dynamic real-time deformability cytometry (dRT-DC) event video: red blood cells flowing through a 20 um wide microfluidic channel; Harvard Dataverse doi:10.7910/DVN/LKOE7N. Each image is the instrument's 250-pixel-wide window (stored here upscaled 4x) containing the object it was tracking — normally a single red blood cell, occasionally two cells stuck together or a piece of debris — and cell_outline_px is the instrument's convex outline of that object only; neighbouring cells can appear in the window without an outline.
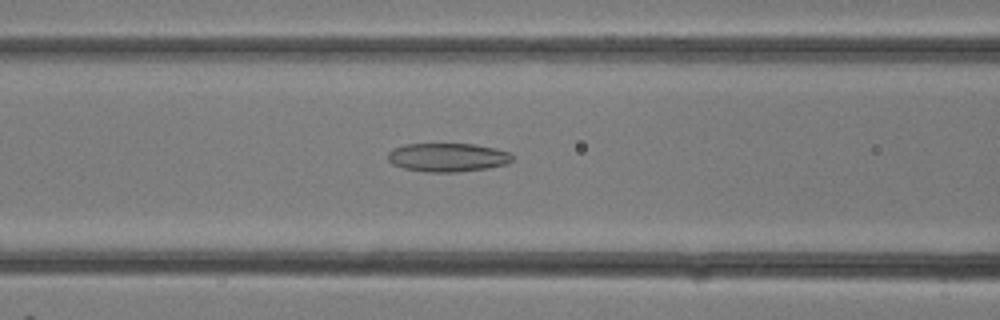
{"species": "common noctule bat (a hibernating species)", "species_latin": "Nyctalus noctula", "temperature_condition": "room temperature", "stored_images_in_passage": 31, "camera_frame_rate_fps": 3000, "um_per_image_px": 0.085, "animal": {"sex": "female"}, "frame": {"image": 1, "passage_image": 13, "time_ms": 4.0, "image_size_px": [1000, 320], "cell_outline_px": [[512, 160], [508, 164], [488, 168], [456, 172], [424, 172], [404, 168], [392, 164], [388, 160], [388, 152], [392, 148], [404, 144], [476, 144], [496, 148], [508, 152], [512, 156]], "centroid_in_image_um": [38.04, 13.37], "position_along_channel_um": 128.6, "area_um2": 20.92}}
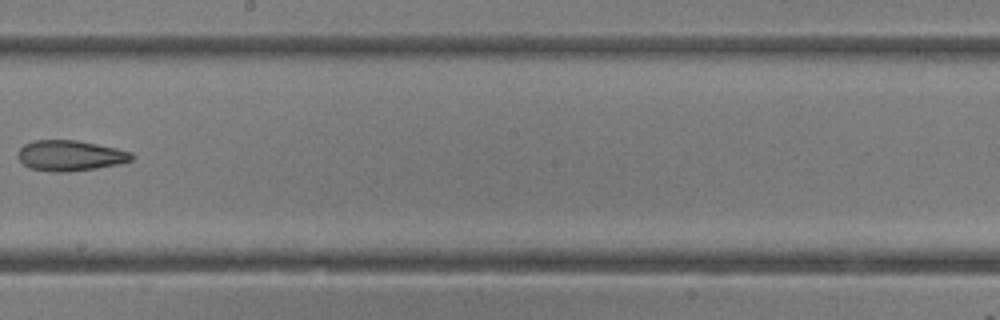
{"frame": {"image": 2, "passage_image": 18, "time_ms": 5.667, "image_size_px": [1000, 320], "cell_outline_px": [[132, 160], [120, 164], [96, 168], [68, 172], [52, 172], [28, 168], [16, 156], [16, 152], [24, 144], [36, 140], [76, 140], [116, 148], [132, 152]], "centroid_in_image_um": [5.93, 13.23], "position_along_channel_um": 242.3, "area_um2": 20.35}}
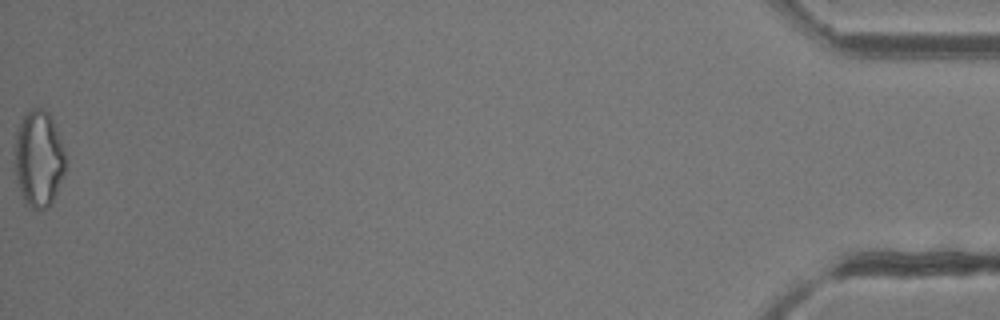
{"frame": {"image": 3, "passage_image": 31, "time_ms": 10.0, "image_size_px": [1000, 320], "cell_outline_px": [[64, 172], [56, 192], [48, 208], [36, 212], [24, 204], [16, 180], [16, 132], [24, 116], [32, 108], [44, 108], [48, 112], [52, 120], [60, 140], [64, 152]], "centroid_in_image_um": [3.27, 13.56], "position_along_channel_um": 431.9, "area_um2": 28.15}}